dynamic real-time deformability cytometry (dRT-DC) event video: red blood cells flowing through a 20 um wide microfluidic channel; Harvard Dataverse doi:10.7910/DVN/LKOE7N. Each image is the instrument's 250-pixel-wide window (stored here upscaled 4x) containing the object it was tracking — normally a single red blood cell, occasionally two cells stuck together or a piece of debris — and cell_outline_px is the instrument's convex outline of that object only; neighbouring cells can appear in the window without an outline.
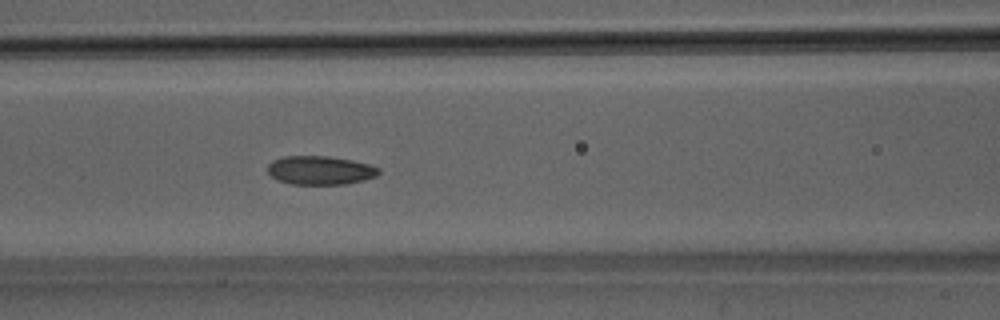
{"species": "Egyptian fruit bat (a non-hibernating species)", "species_latin": "Rousettus aegyptiacus", "temperature_condition": "room temperature", "stored_images_in_passage": 42, "camera_frame_rate_fps": 3000, "um_per_image_px": 0.085, "animal": {"sex": "male"}, "frame": {"image": 1, "passage_image": 13, "time_ms": 4.0, "image_size_px": [1000, 320], "cell_outline_px": [[380, 172], [376, 176], [364, 180], [344, 184], [292, 184], [276, 180], [268, 172], [268, 164], [272, 160], [284, 156], [328, 156], [352, 160], [368, 164], [380, 168]], "centroid_in_image_um": [27.2, 14.47], "position_along_channel_um": 139.4, "area_um2": 18.61}}
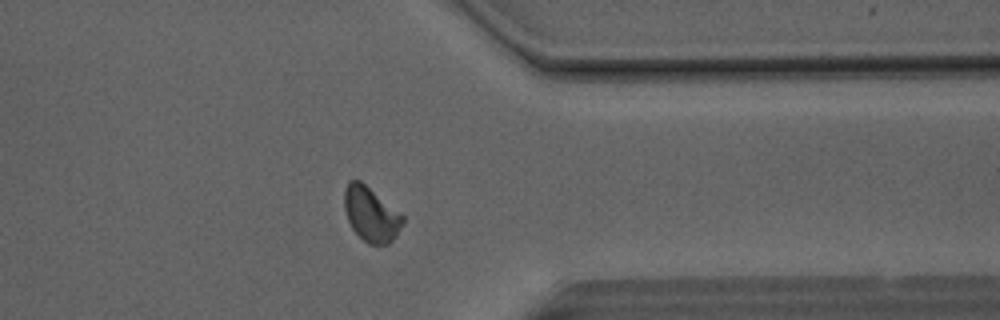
{"frame": {"image": 2, "passage_image": 31, "time_ms": 10.0, "image_size_px": [1000, 320], "cell_outline_px": [[404, 224], [396, 236], [388, 244], [368, 244], [352, 228], [348, 220], [344, 208], [344, 188], [348, 180], [360, 180], [404, 216]], "centroid_in_image_um": [31.53, 18.2], "position_along_channel_um": 379.9, "area_um2": 18.5}}
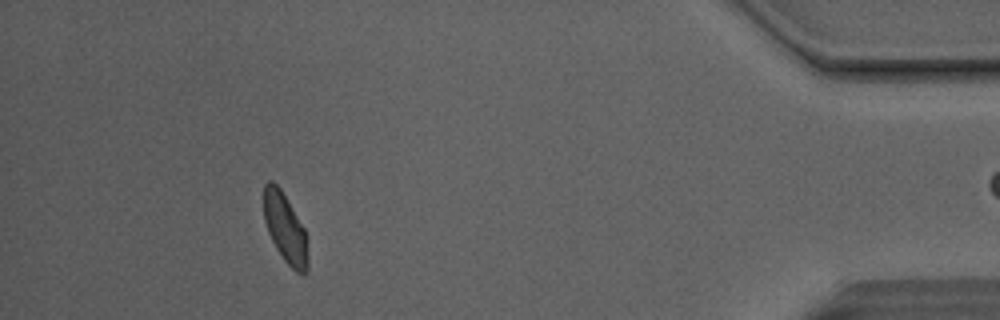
{"frame": {"image": 3, "passage_image": 37, "time_ms": 12.0, "image_size_px": [1000, 320], "cell_outline_px": [[308, 268], [304, 272], [296, 272], [284, 260], [276, 248], [268, 232], [264, 220], [264, 184], [268, 180], [272, 180], [280, 188], [304, 228], [308, 260]], "centroid_in_image_um": [24.22, 19.37], "position_along_channel_um": 411.0, "area_um2": 17.46}, "authors_computed_cell_mechanics": {"area_um2": 18.6116, "velocity_mm_per_s": 4.1356, "shape_relaxation_time_tau1_ms": 4.2601, "shape_relaxation_time_tau2_ms": 3.4603, "deformation_change_tau1": 0.1011, "deformation_change_tau2": 0.0695}}